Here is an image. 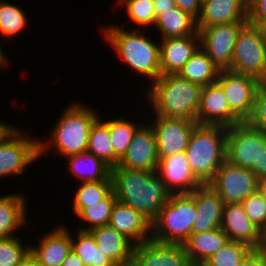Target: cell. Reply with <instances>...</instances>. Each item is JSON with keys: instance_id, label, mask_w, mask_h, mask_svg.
I'll return each instance as SVG.
<instances>
[{"instance_id": "6da1fadb", "label": "cell", "mask_w": 266, "mask_h": 266, "mask_svg": "<svg viewBox=\"0 0 266 266\" xmlns=\"http://www.w3.org/2000/svg\"><path fill=\"white\" fill-rule=\"evenodd\" d=\"M111 178L117 200L142 213L151 222L171 196L156 171L116 166L111 169Z\"/></svg>"}, {"instance_id": "7a4b0ae2", "label": "cell", "mask_w": 266, "mask_h": 266, "mask_svg": "<svg viewBox=\"0 0 266 266\" xmlns=\"http://www.w3.org/2000/svg\"><path fill=\"white\" fill-rule=\"evenodd\" d=\"M146 90L154 116L197 122L201 89L179 74L161 75Z\"/></svg>"}, {"instance_id": "3957f363", "label": "cell", "mask_w": 266, "mask_h": 266, "mask_svg": "<svg viewBox=\"0 0 266 266\" xmlns=\"http://www.w3.org/2000/svg\"><path fill=\"white\" fill-rule=\"evenodd\" d=\"M103 36L120 59L134 72L155 82L161 76L160 46L140 29L125 30L123 26H105Z\"/></svg>"}, {"instance_id": "277c9868", "label": "cell", "mask_w": 266, "mask_h": 266, "mask_svg": "<svg viewBox=\"0 0 266 266\" xmlns=\"http://www.w3.org/2000/svg\"><path fill=\"white\" fill-rule=\"evenodd\" d=\"M62 113L54 124L49 141L38 142L39 157L51 147L64 158L87 152L91 126L99 114L80 102L69 105Z\"/></svg>"}, {"instance_id": "5b68a950", "label": "cell", "mask_w": 266, "mask_h": 266, "mask_svg": "<svg viewBox=\"0 0 266 266\" xmlns=\"http://www.w3.org/2000/svg\"><path fill=\"white\" fill-rule=\"evenodd\" d=\"M227 127L197 125L185 150L195 176L209 184L226 160Z\"/></svg>"}, {"instance_id": "8992f818", "label": "cell", "mask_w": 266, "mask_h": 266, "mask_svg": "<svg viewBox=\"0 0 266 266\" xmlns=\"http://www.w3.org/2000/svg\"><path fill=\"white\" fill-rule=\"evenodd\" d=\"M196 215L195 199L190 194H171L151 222V238L163 243L183 244L192 234Z\"/></svg>"}, {"instance_id": "52a82bcc", "label": "cell", "mask_w": 266, "mask_h": 266, "mask_svg": "<svg viewBox=\"0 0 266 266\" xmlns=\"http://www.w3.org/2000/svg\"><path fill=\"white\" fill-rule=\"evenodd\" d=\"M228 70L266 83V42L260 26L246 22L241 27Z\"/></svg>"}, {"instance_id": "ba28073f", "label": "cell", "mask_w": 266, "mask_h": 266, "mask_svg": "<svg viewBox=\"0 0 266 266\" xmlns=\"http://www.w3.org/2000/svg\"><path fill=\"white\" fill-rule=\"evenodd\" d=\"M266 149V138L260 129L241 122L227 128L226 160L251 169L260 179V156Z\"/></svg>"}, {"instance_id": "9c48e42d", "label": "cell", "mask_w": 266, "mask_h": 266, "mask_svg": "<svg viewBox=\"0 0 266 266\" xmlns=\"http://www.w3.org/2000/svg\"><path fill=\"white\" fill-rule=\"evenodd\" d=\"M258 180L251 169L225 160L209 185L219 194L224 204L241 203L258 191Z\"/></svg>"}, {"instance_id": "30bf717a", "label": "cell", "mask_w": 266, "mask_h": 266, "mask_svg": "<svg viewBox=\"0 0 266 266\" xmlns=\"http://www.w3.org/2000/svg\"><path fill=\"white\" fill-rule=\"evenodd\" d=\"M216 82L222 87L231 111L242 122H247L254 108L256 93L263 83L229 70H220Z\"/></svg>"}, {"instance_id": "8fae6325", "label": "cell", "mask_w": 266, "mask_h": 266, "mask_svg": "<svg viewBox=\"0 0 266 266\" xmlns=\"http://www.w3.org/2000/svg\"><path fill=\"white\" fill-rule=\"evenodd\" d=\"M246 22H232L197 28L200 47L220 70L231 66L233 51L239 30Z\"/></svg>"}, {"instance_id": "7c38bea8", "label": "cell", "mask_w": 266, "mask_h": 266, "mask_svg": "<svg viewBox=\"0 0 266 266\" xmlns=\"http://www.w3.org/2000/svg\"><path fill=\"white\" fill-rule=\"evenodd\" d=\"M21 132L18 128L0 143V179L9 175H22L26 167L39 158V140Z\"/></svg>"}, {"instance_id": "4fadbf2b", "label": "cell", "mask_w": 266, "mask_h": 266, "mask_svg": "<svg viewBox=\"0 0 266 266\" xmlns=\"http://www.w3.org/2000/svg\"><path fill=\"white\" fill-rule=\"evenodd\" d=\"M152 126L156 141L158 157L164 158L176 153L185 152L193 130L198 125L196 121L170 119L155 116Z\"/></svg>"}, {"instance_id": "5bb4252c", "label": "cell", "mask_w": 266, "mask_h": 266, "mask_svg": "<svg viewBox=\"0 0 266 266\" xmlns=\"http://www.w3.org/2000/svg\"><path fill=\"white\" fill-rule=\"evenodd\" d=\"M131 266H193L183 244L163 243L152 238L134 245Z\"/></svg>"}, {"instance_id": "9a60e30c", "label": "cell", "mask_w": 266, "mask_h": 266, "mask_svg": "<svg viewBox=\"0 0 266 266\" xmlns=\"http://www.w3.org/2000/svg\"><path fill=\"white\" fill-rule=\"evenodd\" d=\"M159 157L154 130L149 123H142L136 130L126 153L118 166L133 170L156 171Z\"/></svg>"}, {"instance_id": "2e32d148", "label": "cell", "mask_w": 266, "mask_h": 266, "mask_svg": "<svg viewBox=\"0 0 266 266\" xmlns=\"http://www.w3.org/2000/svg\"><path fill=\"white\" fill-rule=\"evenodd\" d=\"M241 122L231 111L224 91L217 82L202 87L197 111L198 125L228 128Z\"/></svg>"}, {"instance_id": "e0dca14e", "label": "cell", "mask_w": 266, "mask_h": 266, "mask_svg": "<svg viewBox=\"0 0 266 266\" xmlns=\"http://www.w3.org/2000/svg\"><path fill=\"white\" fill-rule=\"evenodd\" d=\"M156 172L171 194H190L203 185L193 173L185 152L159 158Z\"/></svg>"}, {"instance_id": "ac0fdd59", "label": "cell", "mask_w": 266, "mask_h": 266, "mask_svg": "<svg viewBox=\"0 0 266 266\" xmlns=\"http://www.w3.org/2000/svg\"><path fill=\"white\" fill-rule=\"evenodd\" d=\"M221 229L230 241H239L259 249L263 244V233L252 223L241 203L224 204Z\"/></svg>"}, {"instance_id": "d6986e66", "label": "cell", "mask_w": 266, "mask_h": 266, "mask_svg": "<svg viewBox=\"0 0 266 266\" xmlns=\"http://www.w3.org/2000/svg\"><path fill=\"white\" fill-rule=\"evenodd\" d=\"M190 195L195 199L197 210L192 234L221 228L224 202L219 194L209 184H203Z\"/></svg>"}, {"instance_id": "ffe728a7", "label": "cell", "mask_w": 266, "mask_h": 266, "mask_svg": "<svg viewBox=\"0 0 266 266\" xmlns=\"http://www.w3.org/2000/svg\"><path fill=\"white\" fill-rule=\"evenodd\" d=\"M108 225L124 235L134 245L151 239V221L142 213L118 200L112 207Z\"/></svg>"}, {"instance_id": "44dd1931", "label": "cell", "mask_w": 266, "mask_h": 266, "mask_svg": "<svg viewBox=\"0 0 266 266\" xmlns=\"http://www.w3.org/2000/svg\"><path fill=\"white\" fill-rule=\"evenodd\" d=\"M248 22V0H202L197 28Z\"/></svg>"}, {"instance_id": "7402d4cb", "label": "cell", "mask_w": 266, "mask_h": 266, "mask_svg": "<svg viewBox=\"0 0 266 266\" xmlns=\"http://www.w3.org/2000/svg\"><path fill=\"white\" fill-rule=\"evenodd\" d=\"M160 41L161 75L178 74L200 47L198 31L193 35Z\"/></svg>"}, {"instance_id": "603a6c76", "label": "cell", "mask_w": 266, "mask_h": 266, "mask_svg": "<svg viewBox=\"0 0 266 266\" xmlns=\"http://www.w3.org/2000/svg\"><path fill=\"white\" fill-rule=\"evenodd\" d=\"M71 233L66 227L58 226L44 234L38 246L30 244V253L43 266H61L72 250Z\"/></svg>"}, {"instance_id": "cb8c5ba5", "label": "cell", "mask_w": 266, "mask_h": 266, "mask_svg": "<svg viewBox=\"0 0 266 266\" xmlns=\"http://www.w3.org/2000/svg\"><path fill=\"white\" fill-rule=\"evenodd\" d=\"M97 247L114 262L116 266H131L134 244L113 227L104 225L90 230Z\"/></svg>"}, {"instance_id": "d4e9b609", "label": "cell", "mask_w": 266, "mask_h": 266, "mask_svg": "<svg viewBox=\"0 0 266 266\" xmlns=\"http://www.w3.org/2000/svg\"><path fill=\"white\" fill-rule=\"evenodd\" d=\"M229 242L221 228L207 232L194 233L183 243L186 254L193 266L202 265Z\"/></svg>"}, {"instance_id": "484cf974", "label": "cell", "mask_w": 266, "mask_h": 266, "mask_svg": "<svg viewBox=\"0 0 266 266\" xmlns=\"http://www.w3.org/2000/svg\"><path fill=\"white\" fill-rule=\"evenodd\" d=\"M25 196L19 193L0 195V238L13 237L29 221Z\"/></svg>"}, {"instance_id": "4316f807", "label": "cell", "mask_w": 266, "mask_h": 266, "mask_svg": "<svg viewBox=\"0 0 266 266\" xmlns=\"http://www.w3.org/2000/svg\"><path fill=\"white\" fill-rule=\"evenodd\" d=\"M154 27L161 33L162 39L189 36L198 31L196 20L177 6L160 15Z\"/></svg>"}, {"instance_id": "83f0119b", "label": "cell", "mask_w": 266, "mask_h": 266, "mask_svg": "<svg viewBox=\"0 0 266 266\" xmlns=\"http://www.w3.org/2000/svg\"><path fill=\"white\" fill-rule=\"evenodd\" d=\"M219 73L220 69L208 57L206 52L199 47L178 74L186 80L204 87L216 82Z\"/></svg>"}, {"instance_id": "f1b7e54d", "label": "cell", "mask_w": 266, "mask_h": 266, "mask_svg": "<svg viewBox=\"0 0 266 266\" xmlns=\"http://www.w3.org/2000/svg\"><path fill=\"white\" fill-rule=\"evenodd\" d=\"M69 171L72 176L82 182H93L107 179L111 175V168L101 159L89 152L67 157Z\"/></svg>"}, {"instance_id": "f546056e", "label": "cell", "mask_w": 266, "mask_h": 266, "mask_svg": "<svg viewBox=\"0 0 266 266\" xmlns=\"http://www.w3.org/2000/svg\"><path fill=\"white\" fill-rule=\"evenodd\" d=\"M99 116L91 126L87 152L95 155L111 169L118 166L119 158L114 154L109 130V119L102 121Z\"/></svg>"}, {"instance_id": "4dcf8cb0", "label": "cell", "mask_w": 266, "mask_h": 266, "mask_svg": "<svg viewBox=\"0 0 266 266\" xmlns=\"http://www.w3.org/2000/svg\"><path fill=\"white\" fill-rule=\"evenodd\" d=\"M77 239L71 235L72 250L79 256L84 266H116L114 262L97 247L90 231L78 230Z\"/></svg>"}, {"instance_id": "1f68e13d", "label": "cell", "mask_w": 266, "mask_h": 266, "mask_svg": "<svg viewBox=\"0 0 266 266\" xmlns=\"http://www.w3.org/2000/svg\"><path fill=\"white\" fill-rule=\"evenodd\" d=\"M112 191L111 175L101 181L81 182L73 197V213L78 216L87 204L99 203Z\"/></svg>"}, {"instance_id": "d6a6232c", "label": "cell", "mask_w": 266, "mask_h": 266, "mask_svg": "<svg viewBox=\"0 0 266 266\" xmlns=\"http://www.w3.org/2000/svg\"><path fill=\"white\" fill-rule=\"evenodd\" d=\"M117 198L115 196L114 191L112 190L103 200L99 203L87 204V208H85L78 216L82 220V222L89 224L78 229L84 231H90L96 227H101L104 225H108L110 220V215L112 211V207L116 202Z\"/></svg>"}, {"instance_id": "836d02e7", "label": "cell", "mask_w": 266, "mask_h": 266, "mask_svg": "<svg viewBox=\"0 0 266 266\" xmlns=\"http://www.w3.org/2000/svg\"><path fill=\"white\" fill-rule=\"evenodd\" d=\"M26 12L17 7L0 0V35L7 40L14 38L17 34L24 31L27 26Z\"/></svg>"}, {"instance_id": "e575fe53", "label": "cell", "mask_w": 266, "mask_h": 266, "mask_svg": "<svg viewBox=\"0 0 266 266\" xmlns=\"http://www.w3.org/2000/svg\"><path fill=\"white\" fill-rule=\"evenodd\" d=\"M142 124L133 123L125 118L109 119V130L112 140L114 154L121 159L133 139L136 130Z\"/></svg>"}, {"instance_id": "d590c367", "label": "cell", "mask_w": 266, "mask_h": 266, "mask_svg": "<svg viewBox=\"0 0 266 266\" xmlns=\"http://www.w3.org/2000/svg\"><path fill=\"white\" fill-rule=\"evenodd\" d=\"M253 250L249 245L230 241L218 252L208 258L203 266H241L245 257Z\"/></svg>"}, {"instance_id": "8d00e7d4", "label": "cell", "mask_w": 266, "mask_h": 266, "mask_svg": "<svg viewBox=\"0 0 266 266\" xmlns=\"http://www.w3.org/2000/svg\"><path fill=\"white\" fill-rule=\"evenodd\" d=\"M118 3V6H126V12L130 20L137 24L136 29L145 26L143 29L145 31L146 26L155 25L156 16L153 0H117Z\"/></svg>"}, {"instance_id": "74e56055", "label": "cell", "mask_w": 266, "mask_h": 266, "mask_svg": "<svg viewBox=\"0 0 266 266\" xmlns=\"http://www.w3.org/2000/svg\"><path fill=\"white\" fill-rule=\"evenodd\" d=\"M22 243L16 236L0 238V266H21L30 253V244Z\"/></svg>"}, {"instance_id": "f35d334b", "label": "cell", "mask_w": 266, "mask_h": 266, "mask_svg": "<svg viewBox=\"0 0 266 266\" xmlns=\"http://www.w3.org/2000/svg\"><path fill=\"white\" fill-rule=\"evenodd\" d=\"M241 204L252 223L262 232L266 231V202L257 191L244 199Z\"/></svg>"}, {"instance_id": "ab89813d", "label": "cell", "mask_w": 266, "mask_h": 266, "mask_svg": "<svg viewBox=\"0 0 266 266\" xmlns=\"http://www.w3.org/2000/svg\"><path fill=\"white\" fill-rule=\"evenodd\" d=\"M247 123L258 129L266 124V83H263L256 93L254 108Z\"/></svg>"}, {"instance_id": "60d3db41", "label": "cell", "mask_w": 266, "mask_h": 266, "mask_svg": "<svg viewBox=\"0 0 266 266\" xmlns=\"http://www.w3.org/2000/svg\"><path fill=\"white\" fill-rule=\"evenodd\" d=\"M248 22L260 27L266 24V0H248Z\"/></svg>"}, {"instance_id": "b9f144b4", "label": "cell", "mask_w": 266, "mask_h": 266, "mask_svg": "<svg viewBox=\"0 0 266 266\" xmlns=\"http://www.w3.org/2000/svg\"><path fill=\"white\" fill-rule=\"evenodd\" d=\"M182 11L188 13L195 20L198 19L202 9V0H174Z\"/></svg>"}, {"instance_id": "7bdbcfd3", "label": "cell", "mask_w": 266, "mask_h": 266, "mask_svg": "<svg viewBox=\"0 0 266 266\" xmlns=\"http://www.w3.org/2000/svg\"><path fill=\"white\" fill-rule=\"evenodd\" d=\"M241 266H266V252L262 249H253L243 260Z\"/></svg>"}, {"instance_id": "ee69618b", "label": "cell", "mask_w": 266, "mask_h": 266, "mask_svg": "<svg viewBox=\"0 0 266 266\" xmlns=\"http://www.w3.org/2000/svg\"><path fill=\"white\" fill-rule=\"evenodd\" d=\"M156 19L176 7L174 0H153Z\"/></svg>"}, {"instance_id": "f6af8a7d", "label": "cell", "mask_w": 266, "mask_h": 266, "mask_svg": "<svg viewBox=\"0 0 266 266\" xmlns=\"http://www.w3.org/2000/svg\"><path fill=\"white\" fill-rule=\"evenodd\" d=\"M18 128L13 125H7L0 121V143L10 137Z\"/></svg>"}, {"instance_id": "bcb514c9", "label": "cell", "mask_w": 266, "mask_h": 266, "mask_svg": "<svg viewBox=\"0 0 266 266\" xmlns=\"http://www.w3.org/2000/svg\"><path fill=\"white\" fill-rule=\"evenodd\" d=\"M61 266H84V264L80 260L79 256L71 250Z\"/></svg>"}, {"instance_id": "7dc6e473", "label": "cell", "mask_w": 266, "mask_h": 266, "mask_svg": "<svg viewBox=\"0 0 266 266\" xmlns=\"http://www.w3.org/2000/svg\"><path fill=\"white\" fill-rule=\"evenodd\" d=\"M266 177V149H262L260 156V179Z\"/></svg>"}, {"instance_id": "c3c4849f", "label": "cell", "mask_w": 266, "mask_h": 266, "mask_svg": "<svg viewBox=\"0 0 266 266\" xmlns=\"http://www.w3.org/2000/svg\"><path fill=\"white\" fill-rule=\"evenodd\" d=\"M21 266H43L31 253L24 259Z\"/></svg>"}, {"instance_id": "681fc988", "label": "cell", "mask_w": 266, "mask_h": 266, "mask_svg": "<svg viewBox=\"0 0 266 266\" xmlns=\"http://www.w3.org/2000/svg\"><path fill=\"white\" fill-rule=\"evenodd\" d=\"M258 192L262 195L266 202V177L258 180Z\"/></svg>"}, {"instance_id": "f907efd6", "label": "cell", "mask_w": 266, "mask_h": 266, "mask_svg": "<svg viewBox=\"0 0 266 266\" xmlns=\"http://www.w3.org/2000/svg\"><path fill=\"white\" fill-rule=\"evenodd\" d=\"M7 59H8V55L5 54V52L3 51L1 44H0V67L1 68L4 66H7V64H8Z\"/></svg>"}, {"instance_id": "816d5d0a", "label": "cell", "mask_w": 266, "mask_h": 266, "mask_svg": "<svg viewBox=\"0 0 266 266\" xmlns=\"http://www.w3.org/2000/svg\"><path fill=\"white\" fill-rule=\"evenodd\" d=\"M261 248L266 252V231L263 233V244Z\"/></svg>"}, {"instance_id": "f5cc1de1", "label": "cell", "mask_w": 266, "mask_h": 266, "mask_svg": "<svg viewBox=\"0 0 266 266\" xmlns=\"http://www.w3.org/2000/svg\"><path fill=\"white\" fill-rule=\"evenodd\" d=\"M259 129L263 133L264 137L266 138V124H263Z\"/></svg>"}, {"instance_id": "db71d44e", "label": "cell", "mask_w": 266, "mask_h": 266, "mask_svg": "<svg viewBox=\"0 0 266 266\" xmlns=\"http://www.w3.org/2000/svg\"><path fill=\"white\" fill-rule=\"evenodd\" d=\"M261 29H262V31H263L264 38H265V42H266V24L262 25V26H261Z\"/></svg>"}]
</instances>
